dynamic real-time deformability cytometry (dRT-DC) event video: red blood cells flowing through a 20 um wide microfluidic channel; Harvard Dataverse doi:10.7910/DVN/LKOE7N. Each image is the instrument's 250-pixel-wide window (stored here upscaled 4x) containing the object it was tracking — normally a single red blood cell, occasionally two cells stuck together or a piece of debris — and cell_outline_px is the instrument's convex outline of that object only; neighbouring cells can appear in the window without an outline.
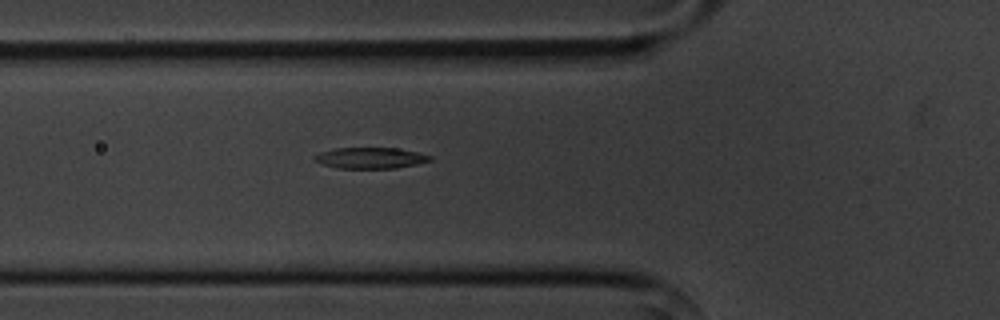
{"species": "common noctule bat (a hibernating species)", "species_latin": "Nyctalus noctula", "temperature_condition": "cold", "stored_images_in_passage": 5, "camera_frame_rate_fps": 3000, "um_per_image_px": 0.085, "animal": {"sex": "male", "body_mass_g": 20.1, "forearm_length_mm": 53.5}, "frame": {"image": 1, "passage_image": 5, "time_ms": 4.667, "image_size_px": [1000, 320], "cell_outline_px": [[432, 160], [416, 164], [396, 168], [336, 168], [320, 164], [312, 160], [312, 156], [320, 152], [336, 148], [396, 148], [416, 152], [432, 156]], "centroid_in_image_um": [31.42, 13.43], "position_along_channel_um": 94.4, "area_um2": 14.22}}